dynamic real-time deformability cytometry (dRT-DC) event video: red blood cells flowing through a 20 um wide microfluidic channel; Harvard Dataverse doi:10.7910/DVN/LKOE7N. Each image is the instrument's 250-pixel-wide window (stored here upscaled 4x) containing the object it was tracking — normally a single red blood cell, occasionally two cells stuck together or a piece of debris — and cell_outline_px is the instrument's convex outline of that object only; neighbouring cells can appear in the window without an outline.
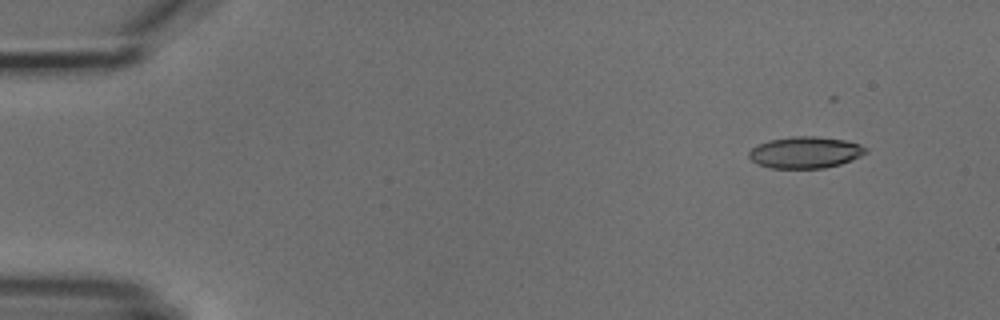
{"species": "common noctule bat (a hibernating species)", "species_latin": "Nyctalus noctula", "temperature_condition": "cold", "stored_images_in_passage": 5, "camera_frame_rate_fps": 3000, "um_per_image_px": 0.085, "animal": {"sex": "male", "body_mass_g": 18.8}, "frame": {"image": 1, "passage_image": 2, "time_ms": 1.0, "image_size_px": [1000, 320], "cell_outline_px": [[868, 152], [852, 160], [840, 164], [824, 168], [768, 168], [756, 164], [748, 156], [748, 152], [756, 144], [768, 140], [792, 136], [816, 136], [844, 140], [860, 144], [868, 148]], "centroid_in_image_um": [68.43, 12.95], "position_along_channel_um": 16.6, "area_um2": 21.73}}
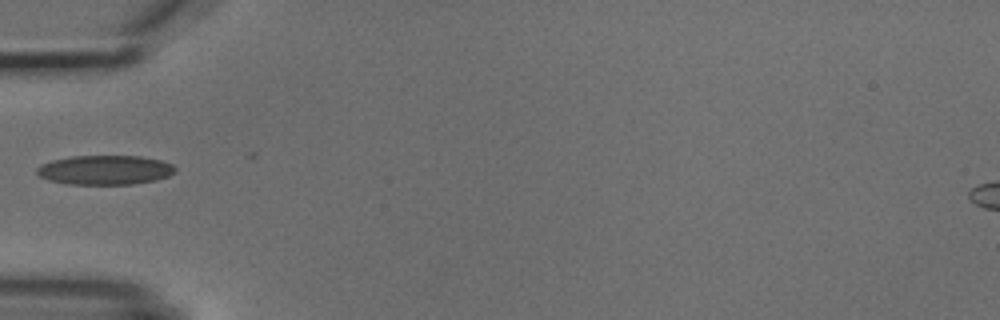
{"frame": {"image": 2, "passage_image": 5, "time_ms": 5.333, "image_size_px": [1000, 320], "cell_outline_px": [[176, 172], [168, 176], [156, 180], [132, 184], [68, 184], [48, 180], [40, 176], [36, 172], [36, 168], [40, 164], [52, 160], [72, 156], [140, 156], [160, 160], [172, 164], [176, 168]], "centroid_in_image_um": [8.92, 14.44], "position_along_channel_um": 76.1, "area_um2": 23.76}}